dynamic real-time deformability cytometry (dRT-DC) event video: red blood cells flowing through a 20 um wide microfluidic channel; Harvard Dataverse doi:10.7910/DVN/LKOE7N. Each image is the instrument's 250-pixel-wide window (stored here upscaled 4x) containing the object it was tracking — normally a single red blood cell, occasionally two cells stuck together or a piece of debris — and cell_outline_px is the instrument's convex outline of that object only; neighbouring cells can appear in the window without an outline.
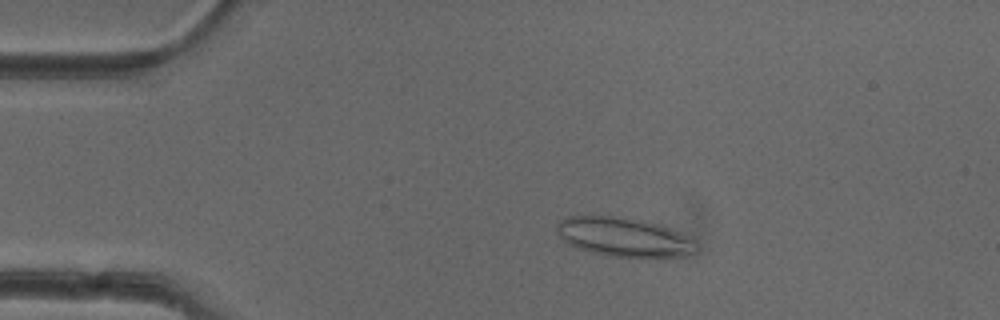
{"species": "common noctule bat (a hibernating species)", "species_latin": "Nyctalus noctula", "temperature_condition": "cold", "stored_images_in_passage": 51, "camera_frame_rate_fps": 3000, "um_per_image_px": 0.085, "animal": {"sex": "female"}, "frame": {"image": 1, "passage_image": 10, "time_ms": 3.0, "image_size_px": [1000, 320], "cell_outline_px": [[696, 252], [684, 256], [608, 256], [576, 248], [568, 244], [560, 236], [556, 228], [556, 224], [564, 216], [612, 216], [660, 224], [668, 228], [696, 244]], "centroid_in_image_um": [52.92, 20.14], "position_along_channel_um": 32.1, "area_um2": 30.92}}
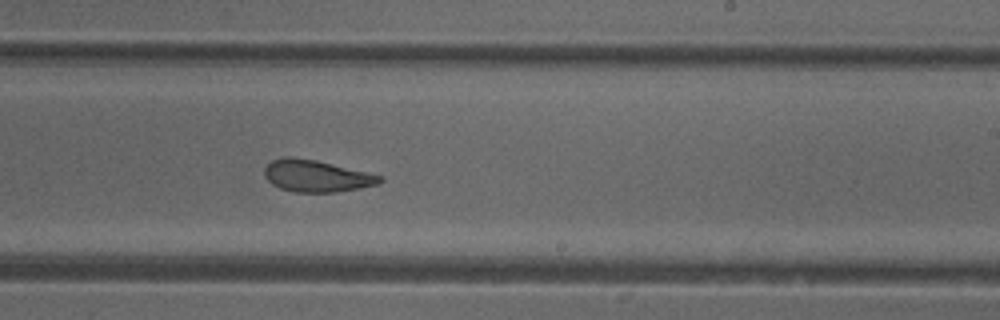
{"frame": {"image": 2, "passage_image": 31, "time_ms": 10.0, "image_size_px": [1000, 320], "cell_outline_px": [[384, 180], [376, 184], [360, 188], [336, 192], [296, 192], [280, 188], [272, 184], [264, 176], [264, 168], [272, 160], [284, 156], [292, 156], [316, 160], [384, 176]], "centroid_in_image_um": [26.88, 14.95], "position_along_channel_um": 262.1, "area_um2": 21.44}}
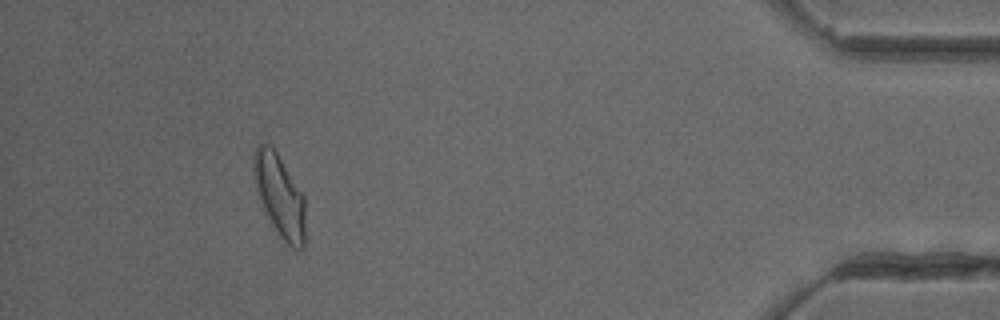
{"frame": {"image": 3, "passage_image": 47, "time_ms": 15.333, "image_size_px": [1000, 320], "cell_outline_px": [[304, 248], [292, 248], [284, 244], [260, 204], [256, 192], [252, 164], [252, 156], [256, 144], [268, 144], [276, 152], [304, 196]], "centroid_in_image_um": [23.72, 16.64], "position_along_channel_um": 411.5, "area_um2": 24.85}, "authors_computed_cell_mechanics": {"area_um2": 23.5824, "velocity_mm_per_s": 3.9823, "shape_relaxation_time_tau1_ms": 4.7952, "shape_relaxation_time_tau2_ms": 2.2253, "deformation_change_tau1": 0.1272, "deformation_change_tau2": 0.1014}}